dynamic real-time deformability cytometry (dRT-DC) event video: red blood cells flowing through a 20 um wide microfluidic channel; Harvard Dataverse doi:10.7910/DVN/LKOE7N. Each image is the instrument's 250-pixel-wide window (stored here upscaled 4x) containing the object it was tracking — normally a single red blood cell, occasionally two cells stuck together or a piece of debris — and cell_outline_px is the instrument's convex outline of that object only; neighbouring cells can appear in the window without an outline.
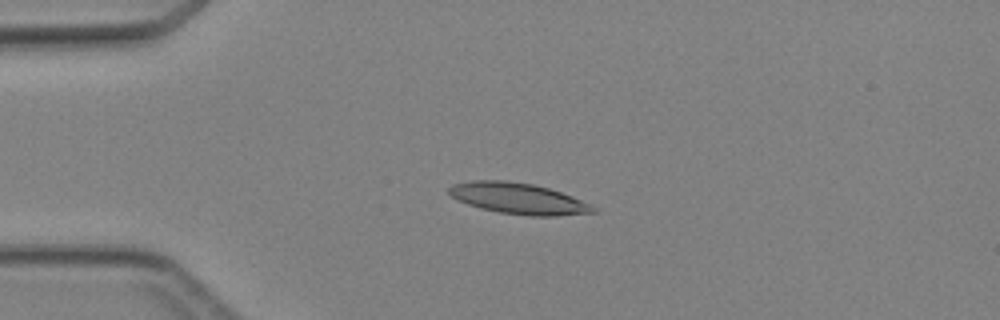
{"species": "Egyptian fruit bat (a non-hibernating species)", "species_latin": "Rousettus aegyptiacus", "temperature_condition": "cold", "stored_images_in_passage": 3, "camera_frame_rate_fps": 3000, "um_per_image_px": 0.085, "animal": {"sex": "female"}, "frame": {"image": 1, "passage_image": 2, "time_ms": 1.333, "image_size_px": [1000, 320], "cell_outline_px": [[596, 212], [556, 216], [528, 216], [500, 212], [480, 208], [456, 200], [448, 192], [448, 188], [452, 184], [472, 180], [508, 180], [536, 184], [560, 192], [580, 200], [596, 208]], "centroid_in_image_um": [44.0, 16.86], "position_along_channel_um": 41.0, "area_um2": 26.07}}